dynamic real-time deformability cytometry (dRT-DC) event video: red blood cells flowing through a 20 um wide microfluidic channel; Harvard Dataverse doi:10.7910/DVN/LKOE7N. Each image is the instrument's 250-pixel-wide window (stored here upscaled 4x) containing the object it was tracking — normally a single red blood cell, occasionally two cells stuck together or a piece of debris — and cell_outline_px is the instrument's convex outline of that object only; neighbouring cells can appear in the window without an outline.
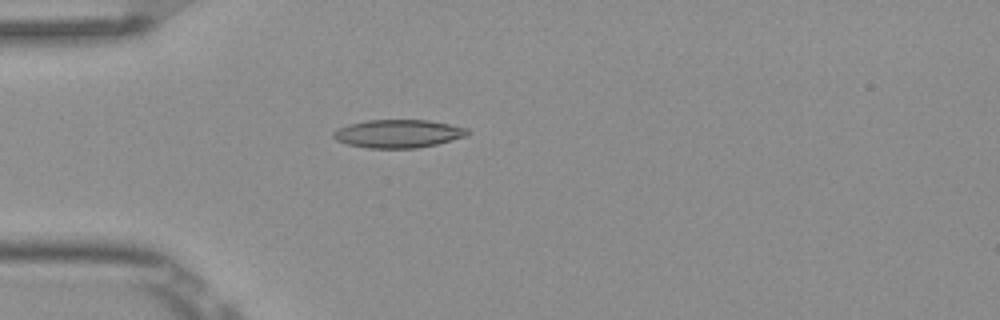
{"species": "Egyptian fruit bat (a non-hibernating species)", "species_latin": "Rousettus aegyptiacus", "temperature_condition": "room temperature", "stored_images_in_passage": 4, "camera_frame_rate_fps": 3000, "um_per_image_px": 0.085, "frame": {"image": 1, "passage_image": 4, "time_ms": 1.0, "image_size_px": [1000, 320], "cell_outline_px": [[472, 132], [468, 136], [436, 144], [416, 148], [368, 148], [348, 144], [336, 140], [332, 136], [332, 132], [340, 128], [352, 124], [368, 120], [428, 120], [468, 128]], "centroid_in_image_um": [33.9, 11.36], "position_along_channel_um": 51.1, "area_um2": 21.91}}